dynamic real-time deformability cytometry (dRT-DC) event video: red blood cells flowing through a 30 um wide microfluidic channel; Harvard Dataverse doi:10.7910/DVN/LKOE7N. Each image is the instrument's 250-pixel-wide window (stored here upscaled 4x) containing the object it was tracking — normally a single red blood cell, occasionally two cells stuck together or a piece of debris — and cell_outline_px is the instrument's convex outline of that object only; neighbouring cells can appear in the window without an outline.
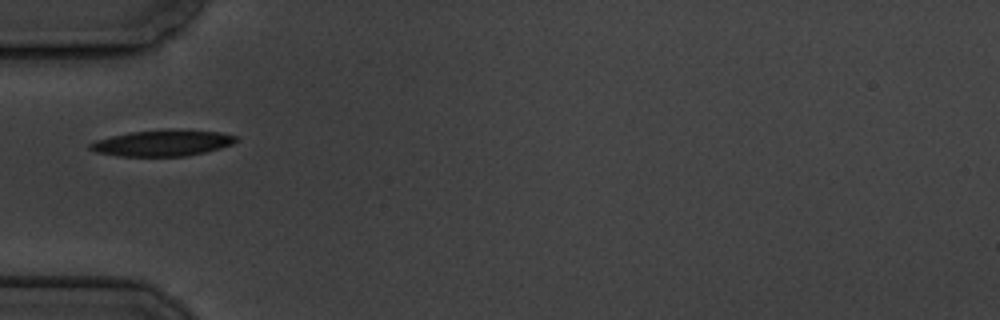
{"species": "common noctule bat (a hibernating species)", "species_latin": "Nyctalus noctula", "temperature_condition": "cold", "stored_images_in_passage": 3, "camera_frame_rate_fps": 3000, "um_per_image_px": 0.085, "animal": {"sex": "male", "body_mass_g": 19.5, "forearm_length_mm": 54.6}, "frame": {"image": 1, "passage_image": 1, "time_ms": 0.0, "image_size_px": [1000, 320], "cell_outline_px": [[240, 140], [232, 144], [220, 148], [204, 152], [184, 156], [120, 156], [96, 152], [88, 148], [88, 144], [96, 140], [112, 136], [132, 132], [168, 128], [220, 132], [236, 136]], "centroid_in_image_um": [13.83, 12.14], "position_along_channel_um": 71.2, "area_um2": 22.31}}
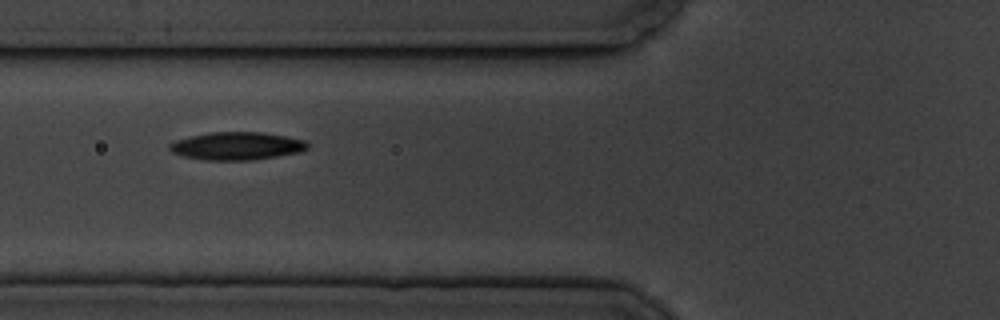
{"frame": {"image": 2, "passage_image": 2, "time_ms": 1.0, "image_size_px": [1000, 320], "cell_outline_px": [[308, 148], [300, 152], [252, 160], [204, 160], [184, 156], [172, 152], [168, 148], [168, 144], [176, 140], [188, 136], [212, 132], [264, 132], [304, 140], [308, 144]], "centroid_in_image_um": [20.1, 12.4], "position_along_channel_um": 105.7, "area_um2": 22.37}}